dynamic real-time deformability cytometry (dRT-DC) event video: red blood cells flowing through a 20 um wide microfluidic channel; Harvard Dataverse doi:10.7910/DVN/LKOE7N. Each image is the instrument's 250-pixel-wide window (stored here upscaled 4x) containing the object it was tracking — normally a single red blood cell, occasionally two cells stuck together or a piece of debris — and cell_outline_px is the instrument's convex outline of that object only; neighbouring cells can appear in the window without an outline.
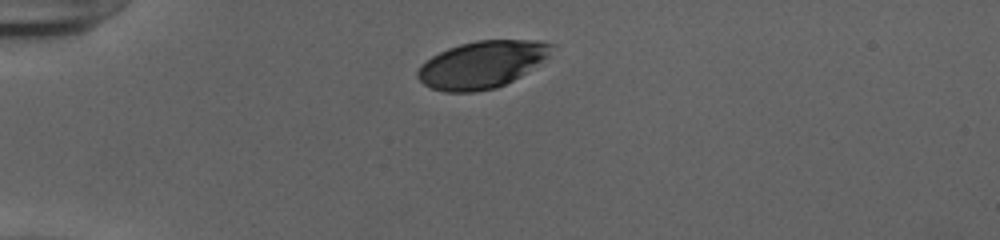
{"species": "human", "species_latin": "Homo sapiens", "temperature_condition": "cold", "stored_images_in_passage": 35, "camera_frame_rate_fps": 3000, "um_per_image_px": 0.085, "donor": {"sex": "female"}, "frame": {"image": 1, "passage_image": 1, "time_ms": 0.0, "image_size_px": [1000, 240], "cell_outline_px": [[556, 44], [548, 56], [520, 76], [496, 88], [476, 92], [444, 92], [432, 88], [424, 84], [416, 76], [416, 72], [420, 64], [432, 56], [448, 48], [460, 44], [476, 40], [536, 40]], "centroid_in_image_um": [40.93, 5.48], "position_along_channel_um": 44.1, "area_um2": 36.7}}
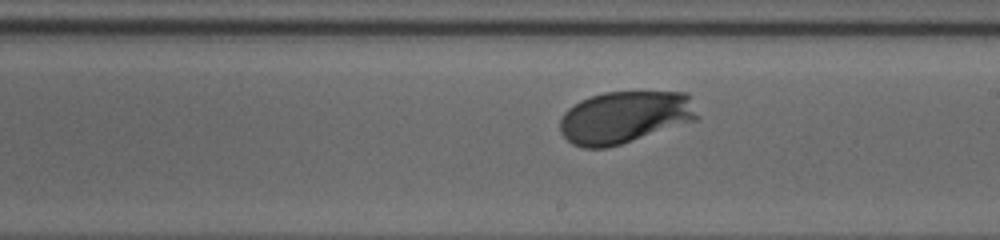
{"frame": {"image": 2, "passage_image": 19, "time_ms": 6.0, "image_size_px": [1000, 240], "cell_outline_px": [[700, 120], [608, 148], [584, 148], [572, 144], [560, 132], [560, 120], [564, 112], [568, 108], [580, 100], [604, 92], [688, 92], [700, 116]], "centroid_in_image_um": [53.15, 9.97], "position_along_channel_um": 235.9, "area_um2": 42.31}}
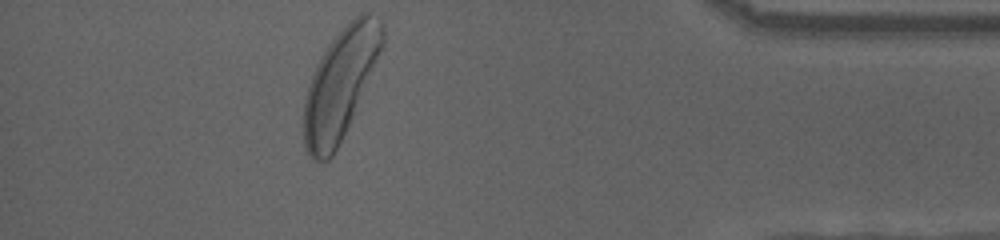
{"frame": {"image": 3, "passage_image": 35, "time_ms": 11.333, "image_size_px": [1000, 240], "cell_outline_px": [[384, 44], [352, 116], [332, 156], [328, 160], [320, 164], [312, 160], [308, 156], [304, 144], [304, 100], [308, 84], [312, 72], [320, 56], [328, 44], [360, 12], [372, 12], [380, 20], [384, 28]], "centroid_in_image_um": [28.89, 7.14], "position_along_channel_um": 406.3, "area_um2": 49.71}, "authors_computed_cell_mechanics": {"area_um2": 40.6334, "velocity_mm_per_s": 3.8594, "shape_relaxation_time_tau1_ms": 1.3063, "shape_relaxation_time_tau2_ms": null, "deformation_change_tau1": 0.0976, "deformation_change_tau2": null}}